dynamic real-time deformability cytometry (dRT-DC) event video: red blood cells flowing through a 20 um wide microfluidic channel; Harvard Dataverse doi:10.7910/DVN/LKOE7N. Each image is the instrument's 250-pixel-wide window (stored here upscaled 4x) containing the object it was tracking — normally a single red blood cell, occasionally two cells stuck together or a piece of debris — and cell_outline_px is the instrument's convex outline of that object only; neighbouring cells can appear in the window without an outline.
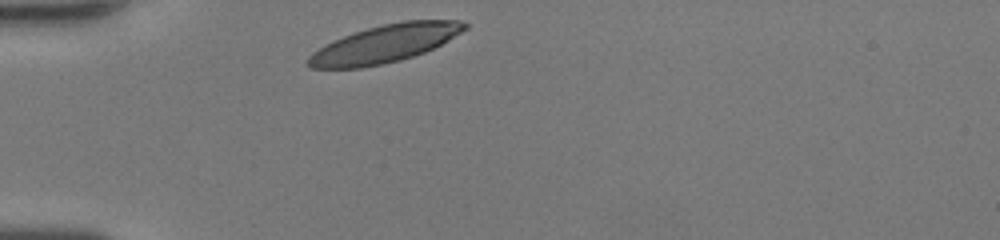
{"species": "human", "species_latin": "Homo sapiens", "temperature_condition": "room temperature", "stored_images_in_passage": 27, "camera_frame_rate_fps": 3000, "um_per_image_px": 0.085, "donor": {"sex": "female"}, "frame": {"image": 1, "passage_image": 1, "time_ms": 0.0, "image_size_px": [1000, 240], "cell_outline_px": [[468, 28], [448, 40], [424, 52], [400, 60], [360, 68], [308, 68], [304, 64], [308, 56], [312, 52], [324, 44], [332, 40], [368, 28], [384, 24], [404, 20], [460, 20], [468, 24]], "centroid_in_image_um": [32.66, 3.72], "position_along_channel_um": 52.3, "area_um2": 34.28}}
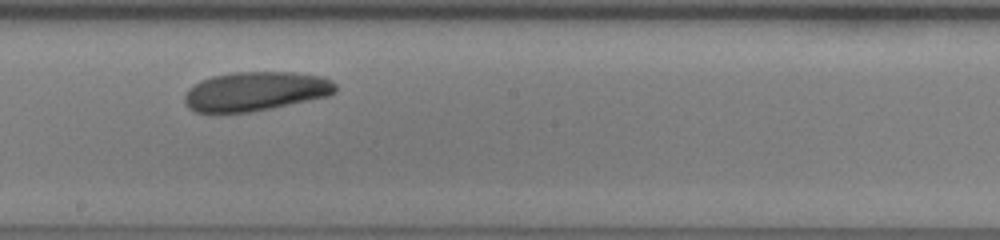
{"frame": {"image": 2, "passage_image": 15, "time_ms": 4.667, "image_size_px": [1000, 240], "cell_outline_px": [[336, 92], [328, 96], [272, 108], [248, 112], [196, 112], [188, 108], [184, 104], [184, 96], [188, 88], [200, 80], [212, 76], [232, 72], [296, 72], [324, 76], [332, 80], [336, 84]], "centroid_in_image_um": [21.72, 7.75], "position_along_channel_um": 226.5, "area_um2": 34.74}}
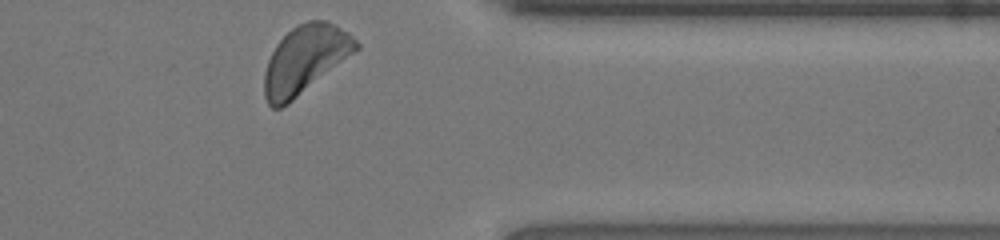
{"frame": {"image": 3, "passage_image": 27, "time_ms": 8.667, "image_size_px": [1000, 240], "cell_outline_px": [[360, 48], [288, 104], [280, 108], [272, 108], [268, 104], [264, 96], [264, 72], [268, 60], [276, 44], [296, 24], [308, 20], [328, 20], [336, 24], [348, 32], [360, 44]], "centroid_in_image_um": [25.93, 5.04], "position_along_channel_um": 385.5, "area_um2": 36.24}, "authors_computed_cell_mechanics": {"area_um2": 34.7956, "velocity_mm_per_s": 4.185, "shape_relaxation_time_tau1_ms": 2.4555, "shape_relaxation_time_tau2_ms": null, "deformation_change_tau1": 0.0742, "deformation_change_tau2": null}}